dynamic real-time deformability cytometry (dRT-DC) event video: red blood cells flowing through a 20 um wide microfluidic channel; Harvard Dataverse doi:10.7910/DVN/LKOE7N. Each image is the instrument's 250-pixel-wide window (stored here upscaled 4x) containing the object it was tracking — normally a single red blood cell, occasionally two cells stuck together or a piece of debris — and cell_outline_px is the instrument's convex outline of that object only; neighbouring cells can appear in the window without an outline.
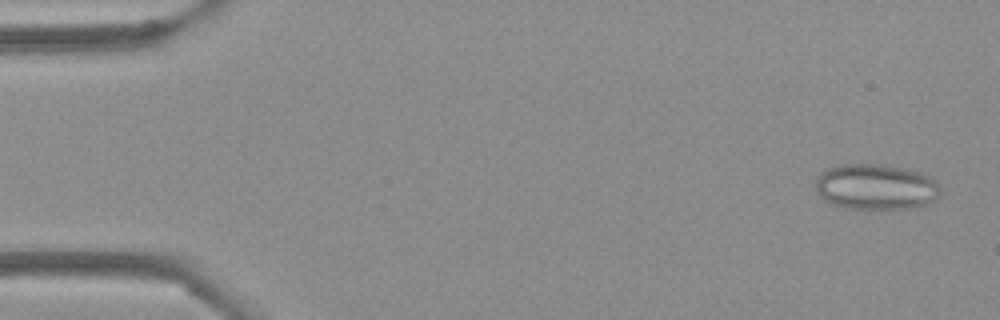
{"species": "Egyptian fruit bat (a non-hibernating species)", "species_latin": "Rousettus aegyptiacus", "temperature_condition": "cold", "stored_images_in_passage": 53, "camera_frame_rate_fps": 3000, "um_per_image_px": 0.085, "frame": {"image": 1, "passage_image": 2, "time_ms": 0.333, "image_size_px": [1000, 320], "cell_outline_px": [[940, 200], [916, 208], [852, 208], [836, 204], [824, 200], [820, 196], [816, 188], [816, 176], [820, 172], [828, 168], [840, 164], [880, 164], [908, 168], [924, 172], [932, 176], [936, 180], [940, 188]], "centroid_in_image_um": [74.54, 15.86], "position_along_channel_um": 10.5, "area_um2": 33.76}}
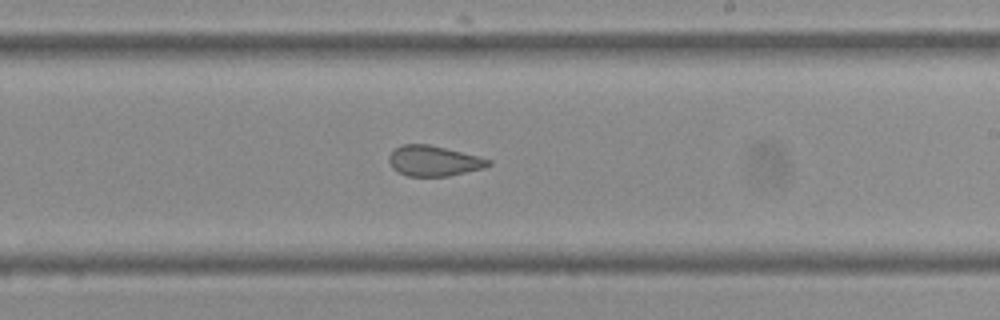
{"frame": {"image": 2, "passage_image": 31, "time_ms": 10.0, "image_size_px": [1000, 320], "cell_outline_px": [[492, 164], [484, 168], [448, 176], [408, 176], [392, 168], [388, 160], [388, 156], [400, 144], [428, 144], [480, 156], [492, 160]], "centroid_in_image_um": [36.89, 13.67], "position_along_channel_um": 252.1, "area_um2": 17.63}}
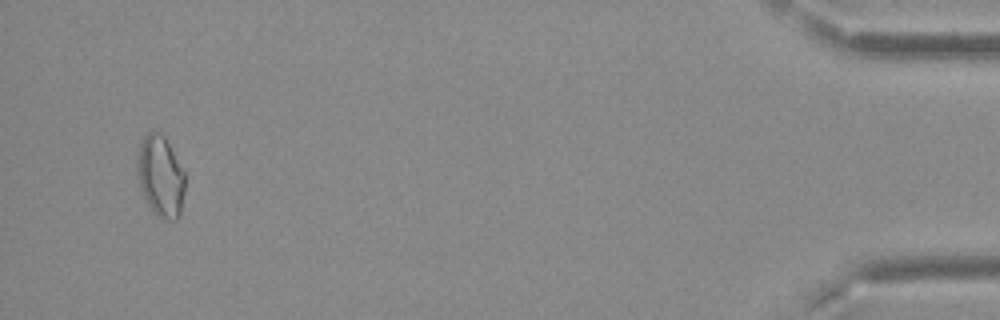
{"frame": {"image": 3, "passage_image": 51, "time_ms": 16.667, "image_size_px": [1000, 320], "cell_outline_px": [[184, 192], [180, 216], [176, 220], [160, 220], [156, 216], [148, 204], [144, 196], [136, 176], [136, 156], [140, 144], [144, 136], [152, 128], [160, 132], [164, 136], [184, 172]], "centroid_in_image_um": [13.62, 14.98], "position_along_channel_um": 421.6, "area_um2": 22.95}, "authors_computed_cell_mechanics": {"area_um2": 20.1144, "velocity_mm_per_s": 3.7442, "shape_relaxation_time_tau1_ms": null, "shape_relaxation_time_tau2_ms": 1.9545, "deformation_change_tau1": null, "deformation_change_tau2": 0.0891}}